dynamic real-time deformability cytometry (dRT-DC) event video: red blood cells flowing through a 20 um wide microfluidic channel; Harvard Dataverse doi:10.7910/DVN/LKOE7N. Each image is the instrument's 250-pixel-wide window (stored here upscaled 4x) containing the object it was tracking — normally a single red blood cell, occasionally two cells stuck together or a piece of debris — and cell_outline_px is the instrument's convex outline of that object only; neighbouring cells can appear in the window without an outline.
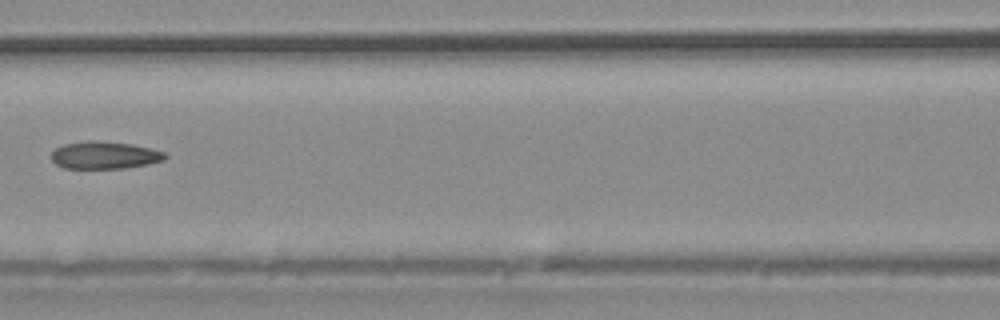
{"species": "common noctule bat (a hibernating species)", "species_latin": "Nyctalus noctula", "temperature_condition": "warm", "stored_images_in_passage": 27, "camera_frame_rate_fps": 3000, "um_per_image_px": 0.085, "animal": {"sex": "male", "body_mass_g": 20.4}, "frame": {"image": 1, "passage_image": 8, "time_ms": 2.333, "image_size_px": [1000, 320], "cell_outline_px": [[168, 156], [164, 160], [148, 164], [124, 168], [64, 168], [56, 164], [52, 160], [52, 152], [56, 148], [64, 144], [88, 140], [92, 140], [132, 144], [152, 148], [164, 152]], "centroid_in_image_um": [8.91, 13.18], "position_along_channel_um": 157.7, "area_um2": 18.15}}